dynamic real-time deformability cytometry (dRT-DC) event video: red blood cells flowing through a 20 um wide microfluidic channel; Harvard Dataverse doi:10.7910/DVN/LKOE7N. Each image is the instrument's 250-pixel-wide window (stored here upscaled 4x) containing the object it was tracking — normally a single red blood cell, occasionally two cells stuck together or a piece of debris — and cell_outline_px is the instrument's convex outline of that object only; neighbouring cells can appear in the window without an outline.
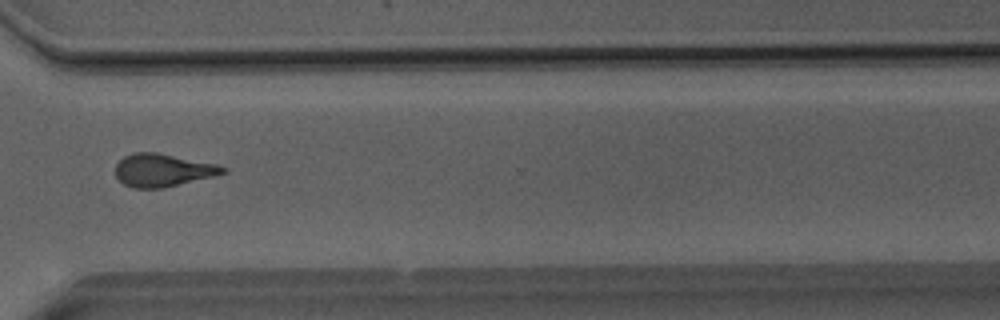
{"species": "Egyptian fruit bat (a non-hibernating species)", "species_latin": "Rousettus aegyptiacus", "temperature_condition": "room temperature", "stored_images_in_passage": 26, "camera_frame_rate_fps": 3000, "um_per_image_px": 0.085, "animal": {"sex": "male"}, "frame": {"image": 1, "passage_image": 22, "time_ms": 7.0, "image_size_px": [1000, 320], "cell_outline_px": [[228, 172], [216, 176], [164, 188], [132, 188], [124, 184], [116, 176], [116, 164], [124, 156], [136, 152], [156, 152], [216, 164], [228, 168]], "centroid_in_image_um": [13.87, 14.47], "position_along_channel_um": 356.7, "area_um2": 20.63}}